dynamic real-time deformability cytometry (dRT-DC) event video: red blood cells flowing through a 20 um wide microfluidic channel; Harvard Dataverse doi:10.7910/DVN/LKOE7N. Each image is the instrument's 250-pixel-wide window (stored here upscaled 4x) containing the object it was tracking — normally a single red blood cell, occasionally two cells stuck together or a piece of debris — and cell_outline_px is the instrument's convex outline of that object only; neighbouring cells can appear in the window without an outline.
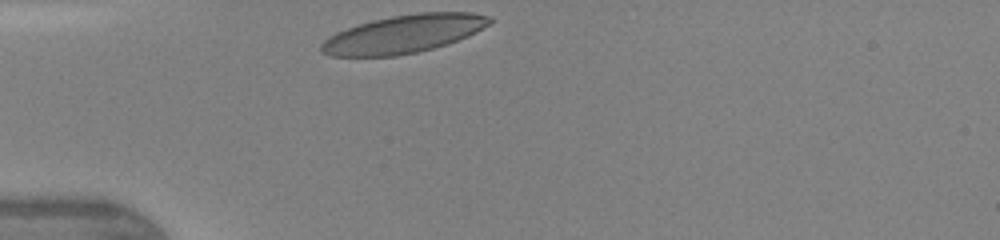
{"species": "human", "species_latin": "Homo sapiens", "temperature_condition": "warm", "stored_images_in_passage": 26, "camera_frame_rate_fps": 3000, "um_per_image_px": 0.085, "donor": {"sex": "female"}, "frame": {"image": 1, "passage_image": 1, "time_ms": 0.0, "image_size_px": [1000, 240], "cell_outline_px": [[492, 20], [488, 24], [456, 40], [432, 48], [416, 52], [396, 56], [332, 56], [320, 52], [320, 44], [328, 36], [336, 32], [372, 20], [392, 16], [420, 12], [472, 12], [488, 16]], "centroid_in_image_um": [34.23, 2.89], "position_along_channel_um": 50.8, "area_um2": 36.7}, "authors_computed_cell_mechanics": {"area_um2": 36.6163, "velocity_mm_per_s": 4.3199, "shape_relaxation_time_tau1_ms": 2.3916, "shape_relaxation_time_tau2_ms": 0.6651, "deformation_change_tau1": 0.1316, "deformation_change_tau2": 0.0673}}